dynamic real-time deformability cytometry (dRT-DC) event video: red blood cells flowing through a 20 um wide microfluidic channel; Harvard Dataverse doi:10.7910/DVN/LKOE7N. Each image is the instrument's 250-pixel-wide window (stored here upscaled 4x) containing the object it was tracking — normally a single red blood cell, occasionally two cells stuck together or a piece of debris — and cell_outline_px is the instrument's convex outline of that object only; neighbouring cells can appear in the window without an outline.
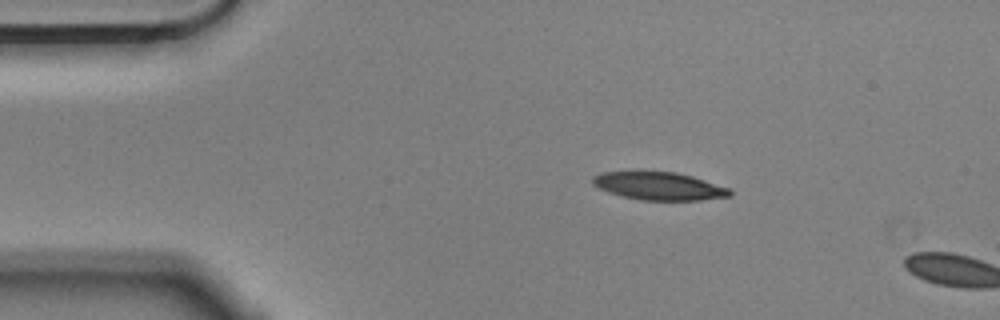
{"species": "Egyptian fruit bat (a non-hibernating species)", "species_latin": "Rousettus aegyptiacus", "temperature_condition": "cold", "stored_images_in_passage": 3, "camera_frame_rate_fps": 3000, "um_per_image_px": 0.085, "animal": {"sex": "male"}, "frame": {"image": 1, "passage_image": 2, "time_ms": 0.333, "image_size_px": [1000, 320], "cell_outline_px": [[732, 196], [700, 200], [640, 200], [608, 192], [592, 184], [592, 176], [600, 172], [636, 168], [676, 172], [692, 176], [732, 188]], "centroid_in_image_um": [55.98, 15.75], "position_along_channel_um": 29.0, "area_um2": 23.41}}